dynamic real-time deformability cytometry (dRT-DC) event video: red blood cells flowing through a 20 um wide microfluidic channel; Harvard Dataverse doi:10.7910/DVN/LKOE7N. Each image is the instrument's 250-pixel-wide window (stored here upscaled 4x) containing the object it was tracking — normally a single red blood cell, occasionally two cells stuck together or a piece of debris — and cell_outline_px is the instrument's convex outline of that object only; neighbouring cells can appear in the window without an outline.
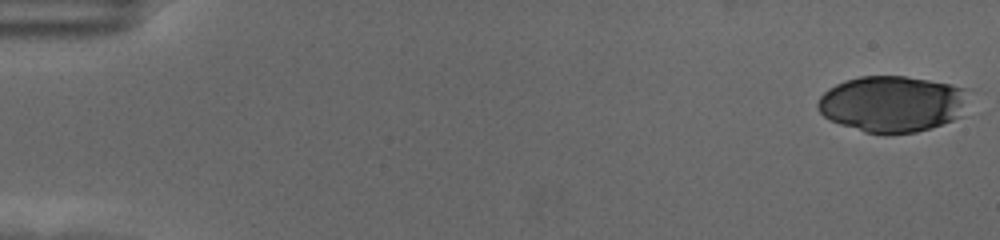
{"species": "human", "species_latin": "Homo sapiens", "temperature_condition": "cold", "stored_images_in_passage": 57, "camera_frame_rate_fps": 3000, "um_per_image_px": 0.085, "donor": {"sex": "female"}, "frame": {"image": 1, "passage_image": 1, "time_ms": 0.0, "image_size_px": [1000, 240], "cell_outline_px": [[968, 88], [964, 116], [916, 132], [884, 136], [864, 132], [840, 124], [824, 116], [816, 108], [816, 104], [820, 96], [824, 92], [836, 84], [860, 76], [904, 76], [952, 84]], "centroid_in_image_um": [75.86, 8.85], "position_along_channel_um": 9.1, "area_um2": 49.88}}
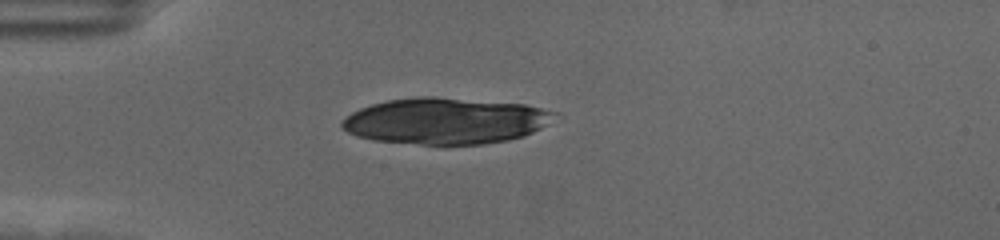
{"frame": {"image": 2, "passage_image": 16, "time_ms": 5.0, "image_size_px": [1000, 240], "cell_outline_px": [[564, 116], [524, 136], [508, 140], [484, 144], [420, 144], [372, 140], [356, 136], [348, 132], [340, 124], [340, 120], [352, 112], [360, 108], [372, 104], [388, 100], [416, 96], [436, 96], [524, 104], [560, 112]], "centroid_in_image_um": [37.92, 10.26], "position_along_channel_um": 47.1, "area_um2": 57.86}}